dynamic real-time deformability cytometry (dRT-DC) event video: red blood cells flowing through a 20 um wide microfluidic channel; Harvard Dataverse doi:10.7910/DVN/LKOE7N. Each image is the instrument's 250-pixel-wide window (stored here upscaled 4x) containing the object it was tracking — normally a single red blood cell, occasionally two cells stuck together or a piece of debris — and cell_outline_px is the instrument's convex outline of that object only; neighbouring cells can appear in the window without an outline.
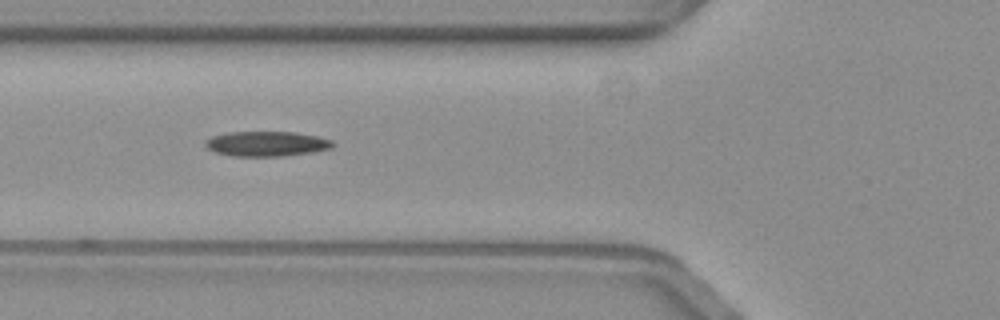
{"species": "common noctule bat (a hibernating species)", "species_latin": "Nyctalus noctula", "temperature_condition": "warm", "stored_images_in_passage": 24, "camera_frame_rate_fps": 3000, "um_per_image_px": 0.085, "animal": {"sex": "female", "body_mass_g": 19.3, "forearm_length_mm": 54.1}, "frame": {"image": 1, "passage_image": 6, "time_ms": 1.667, "image_size_px": [1000, 320], "cell_outline_px": [[336, 144], [332, 148], [312, 152], [284, 156], [232, 156], [216, 152], [208, 148], [204, 144], [204, 140], [212, 136], [228, 132], [296, 132], [316, 136], [332, 140]], "centroid_in_image_um": [22.67, 12.22], "position_along_channel_um": 103.1, "area_um2": 18.61}}
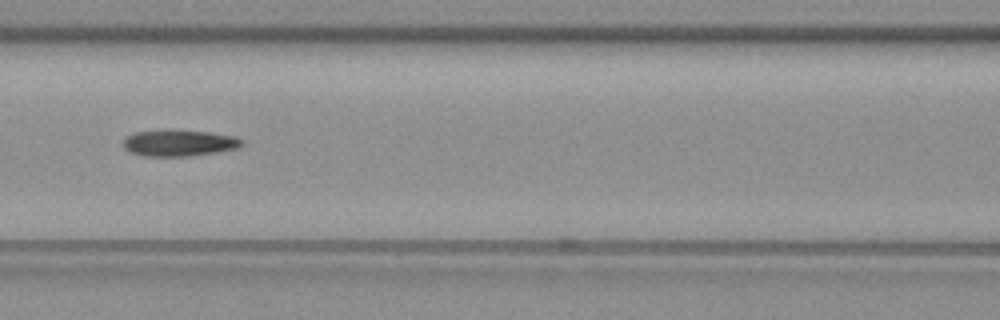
{"frame": {"image": 2, "passage_image": 10, "time_ms": 3.0, "image_size_px": [1000, 320], "cell_outline_px": [[244, 144], [236, 148], [216, 152], [188, 156], [144, 156], [128, 152], [124, 148], [124, 140], [132, 132], [168, 128], [172, 128], [208, 132], [236, 136], [244, 140]], "centroid_in_image_um": [15.2, 12.12], "position_along_channel_um": 151.4, "area_um2": 18.73}}